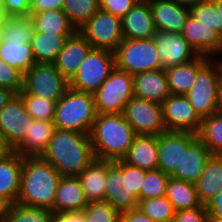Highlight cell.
<instances>
[{"mask_svg": "<svg viewBox=\"0 0 222 222\" xmlns=\"http://www.w3.org/2000/svg\"><path fill=\"white\" fill-rule=\"evenodd\" d=\"M62 176H78L95 159L89 134L55 129L41 155Z\"/></svg>", "mask_w": 222, "mask_h": 222, "instance_id": "6da1fadb", "label": "cell"}, {"mask_svg": "<svg viewBox=\"0 0 222 222\" xmlns=\"http://www.w3.org/2000/svg\"><path fill=\"white\" fill-rule=\"evenodd\" d=\"M61 178L62 175L41 156L24 157L16 203L53 211Z\"/></svg>", "mask_w": 222, "mask_h": 222, "instance_id": "7a4b0ae2", "label": "cell"}, {"mask_svg": "<svg viewBox=\"0 0 222 222\" xmlns=\"http://www.w3.org/2000/svg\"><path fill=\"white\" fill-rule=\"evenodd\" d=\"M136 136L123 113H97L90 133L95 158L121 160Z\"/></svg>", "mask_w": 222, "mask_h": 222, "instance_id": "3957f363", "label": "cell"}, {"mask_svg": "<svg viewBox=\"0 0 222 222\" xmlns=\"http://www.w3.org/2000/svg\"><path fill=\"white\" fill-rule=\"evenodd\" d=\"M97 116L94 95L70 87L58 100L55 107V129L91 133Z\"/></svg>", "mask_w": 222, "mask_h": 222, "instance_id": "277c9868", "label": "cell"}, {"mask_svg": "<svg viewBox=\"0 0 222 222\" xmlns=\"http://www.w3.org/2000/svg\"><path fill=\"white\" fill-rule=\"evenodd\" d=\"M116 68L131 75L162 69L153 37L124 38L114 51Z\"/></svg>", "mask_w": 222, "mask_h": 222, "instance_id": "5b68a950", "label": "cell"}, {"mask_svg": "<svg viewBox=\"0 0 222 222\" xmlns=\"http://www.w3.org/2000/svg\"><path fill=\"white\" fill-rule=\"evenodd\" d=\"M115 54L111 50L92 48L77 72L69 80L71 89L94 94L115 69Z\"/></svg>", "mask_w": 222, "mask_h": 222, "instance_id": "8992f818", "label": "cell"}, {"mask_svg": "<svg viewBox=\"0 0 222 222\" xmlns=\"http://www.w3.org/2000/svg\"><path fill=\"white\" fill-rule=\"evenodd\" d=\"M210 59L196 76L195 84L186 96L198 116L203 119L217 112L222 69L219 61ZM213 62V63H212Z\"/></svg>", "mask_w": 222, "mask_h": 222, "instance_id": "52a82bcc", "label": "cell"}, {"mask_svg": "<svg viewBox=\"0 0 222 222\" xmlns=\"http://www.w3.org/2000/svg\"><path fill=\"white\" fill-rule=\"evenodd\" d=\"M68 88L69 81L54 63H35L23 74V89L19 94L39 96L57 103Z\"/></svg>", "mask_w": 222, "mask_h": 222, "instance_id": "ba28073f", "label": "cell"}, {"mask_svg": "<svg viewBox=\"0 0 222 222\" xmlns=\"http://www.w3.org/2000/svg\"><path fill=\"white\" fill-rule=\"evenodd\" d=\"M93 95L97 113H123L134 97L133 75L115 67Z\"/></svg>", "mask_w": 222, "mask_h": 222, "instance_id": "9c48e42d", "label": "cell"}, {"mask_svg": "<svg viewBox=\"0 0 222 222\" xmlns=\"http://www.w3.org/2000/svg\"><path fill=\"white\" fill-rule=\"evenodd\" d=\"M78 31L93 48L113 52L124 39L121 18L102 9H99Z\"/></svg>", "mask_w": 222, "mask_h": 222, "instance_id": "30bf717a", "label": "cell"}, {"mask_svg": "<svg viewBox=\"0 0 222 222\" xmlns=\"http://www.w3.org/2000/svg\"><path fill=\"white\" fill-rule=\"evenodd\" d=\"M123 115L137 135L158 136L167 132L160 103L132 97Z\"/></svg>", "mask_w": 222, "mask_h": 222, "instance_id": "8fae6325", "label": "cell"}, {"mask_svg": "<svg viewBox=\"0 0 222 222\" xmlns=\"http://www.w3.org/2000/svg\"><path fill=\"white\" fill-rule=\"evenodd\" d=\"M34 120L18 94L0 109V134L11 151L24 141Z\"/></svg>", "mask_w": 222, "mask_h": 222, "instance_id": "7c38bea8", "label": "cell"}, {"mask_svg": "<svg viewBox=\"0 0 222 222\" xmlns=\"http://www.w3.org/2000/svg\"><path fill=\"white\" fill-rule=\"evenodd\" d=\"M105 201L120 213L137 208L139 199L130 190L129 164L122 159L108 160Z\"/></svg>", "mask_w": 222, "mask_h": 222, "instance_id": "4fadbf2b", "label": "cell"}, {"mask_svg": "<svg viewBox=\"0 0 222 222\" xmlns=\"http://www.w3.org/2000/svg\"><path fill=\"white\" fill-rule=\"evenodd\" d=\"M161 106L167 131L198 133L202 119L186 95L170 94Z\"/></svg>", "mask_w": 222, "mask_h": 222, "instance_id": "5bb4252c", "label": "cell"}, {"mask_svg": "<svg viewBox=\"0 0 222 222\" xmlns=\"http://www.w3.org/2000/svg\"><path fill=\"white\" fill-rule=\"evenodd\" d=\"M198 138L196 133L167 131L157 136L158 169L171 176L180 167L183 152Z\"/></svg>", "mask_w": 222, "mask_h": 222, "instance_id": "9a60e30c", "label": "cell"}, {"mask_svg": "<svg viewBox=\"0 0 222 222\" xmlns=\"http://www.w3.org/2000/svg\"><path fill=\"white\" fill-rule=\"evenodd\" d=\"M153 39L163 70L188 63L198 56V53L188 44L181 34L156 31Z\"/></svg>", "mask_w": 222, "mask_h": 222, "instance_id": "2e32d148", "label": "cell"}, {"mask_svg": "<svg viewBox=\"0 0 222 222\" xmlns=\"http://www.w3.org/2000/svg\"><path fill=\"white\" fill-rule=\"evenodd\" d=\"M181 35L198 55L211 57L222 52V36L191 15L188 16Z\"/></svg>", "mask_w": 222, "mask_h": 222, "instance_id": "e0dca14e", "label": "cell"}, {"mask_svg": "<svg viewBox=\"0 0 222 222\" xmlns=\"http://www.w3.org/2000/svg\"><path fill=\"white\" fill-rule=\"evenodd\" d=\"M148 3L156 31L181 34L190 15L188 7L179 5L173 0H150Z\"/></svg>", "mask_w": 222, "mask_h": 222, "instance_id": "ac0fdd59", "label": "cell"}, {"mask_svg": "<svg viewBox=\"0 0 222 222\" xmlns=\"http://www.w3.org/2000/svg\"><path fill=\"white\" fill-rule=\"evenodd\" d=\"M92 48V45L77 30L66 39L54 65L69 81Z\"/></svg>", "mask_w": 222, "mask_h": 222, "instance_id": "d6986e66", "label": "cell"}, {"mask_svg": "<svg viewBox=\"0 0 222 222\" xmlns=\"http://www.w3.org/2000/svg\"><path fill=\"white\" fill-rule=\"evenodd\" d=\"M121 26L123 38H152L156 33V29L148 1H138L132 9L121 18Z\"/></svg>", "mask_w": 222, "mask_h": 222, "instance_id": "ffe728a7", "label": "cell"}, {"mask_svg": "<svg viewBox=\"0 0 222 222\" xmlns=\"http://www.w3.org/2000/svg\"><path fill=\"white\" fill-rule=\"evenodd\" d=\"M134 97L162 103L169 95V84L163 69L133 75Z\"/></svg>", "mask_w": 222, "mask_h": 222, "instance_id": "44dd1931", "label": "cell"}, {"mask_svg": "<svg viewBox=\"0 0 222 222\" xmlns=\"http://www.w3.org/2000/svg\"><path fill=\"white\" fill-rule=\"evenodd\" d=\"M87 205L78 177L62 176L56 191L53 213L81 212Z\"/></svg>", "mask_w": 222, "mask_h": 222, "instance_id": "7402d4cb", "label": "cell"}, {"mask_svg": "<svg viewBox=\"0 0 222 222\" xmlns=\"http://www.w3.org/2000/svg\"><path fill=\"white\" fill-rule=\"evenodd\" d=\"M211 156L210 150L197 138L187 151L183 152L180 167H177L171 176L195 184Z\"/></svg>", "mask_w": 222, "mask_h": 222, "instance_id": "603a6c76", "label": "cell"}, {"mask_svg": "<svg viewBox=\"0 0 222 222\" xmlns=\"http://www.w3.org/2000/svg\"><path fill=\"white\" fill-rule=\"evenodd\" d=\"M23 158L16 151H10L0 159V196L11 204L18 199Z\"/></svg>", "mask_w": 222, "mask_h": 222, "instance_id": "cb8c5ba5", "label": "cell"}, {"mask_svg": "<svg viewBox=\"0 0 222 222\" xmlns=\"http://www.w3.org/2000/svg\"><path fill=\"white\" fill-rule=\"evenodd\" d=\"M212 58L198 55L194 60L165 70L170 94L186 95L195 84L198 71Z\"/></svg>", "mask_w": 222, "mask_h": 222, "instance_id": "d4e9b609", "label": "cell"}, {"mask_svg": "<svg viewBox=\"0 0 222 222\" xmlns=\"http://www.w3.org/2000/svg\"><path fill=\"white\" fill-rule=\"evenodd\" d=\"M122 160L146 171L158 169L157 136L137 135Z\"/></svg>", "mask_w": 222, "mask_h": 222, "instance_id": "484cf974", "label": "cell"}, {"mask_svg": "<svg viewBox=\"0 0 222 222\" xmlns=\"http://www.w3.org/2000/svg\"><path fill=\"white\" fill-rule=\"evenodd\" d=\"M108 160L94 159L86 169L78 175L88 203L105 201V183Z\"/></svg>", "mask_w": 222, "mask_h": 222, "instance_id": "4316f807", "label": "cell"}, {"mask_svg": "<svg viewBox=\"0 0 222 222\" xmlns=\"http://www.w3.org/2000/svg\"><path fill=\"white\" fill-rule=\"evenodd\" d=\"M55 130L53 121L34 120L24 141L14 150L23 157L41 156Z\"/></svg>", "mask_w": 222, "mask_h": 222, "instance_id": "83f0119b", "label": "cell"}, {"mask_svg": "<svg viewBox=\"0 0 222 222\" xmlns=\"http://www.w3.org/2000/svg\"><path fill=\"white\" fill-rule=\"evenodd\" d=\"M195 186L202 205L222 190V155L212 154Z\"/></svg>", "mask_w": 222, "mask_h": 222, "instance_id": "f1b7e54d", "label": "cell"}, {"mask_svg": "<svg viewBox=\"0 0 222 222\" xmlns=\"http://www.w3.org/2000/svg\"><path fill=\"white\" fill-rule=\"evenodd\" d=\"M33 30L38 33L73 35L77 30L61 10L30 13Z\"/></svg>", "mask_w": 222, "mask_h": 222, "instance_id": "f546056e", "label": "cell"}, {"mask_svg": "<svg viewBox=\"0 0 222 222\" xmlns=\"http://www.w3.org/2000/svg\"><path fill=\"white\" fill-rule=\"evenodd\" d=\"M72 35L38 33L34 31L31 49L36 63H54L64 43Z\"/></svg>", "mask_w": 222, "mask_h": 222, "instance_id": "4dcf8cb0", "label": "cell"}, {"mask_svg": "<svg viewBox=\"0 0 222 222\" xmlns=\"http://www.w3.org/2000/svg\"><path fill=\"white\" fill-rule=\"evenodd\" d=\"M166 197L173 204L176 212L202 206L195 184L172 176L167 182Z\"/></svg>", "mask_w": 222, "mask_h": 222, "instance_id": "1f68e13d", "label": "cell"}, {"mask_svg": "<svg viewBox=\"0 0 222 222\" xmlns=\"http://www.w3.org/2000/svg\"><path fill=\"white\" fill-rule=\"evenodd\" d=\"M33 34L30 16L7 17L0 28V42L30 44Z\"/></svg>", "mask_w": 222, "mask_h": 222, "instance_id": "d6a6232c", "label": "cell"}, {"mask_svg": "<svg viewBox=\"0 0 222 222\" xmlns=\"http://www.w3.org/2000/svg\"><path fill=\"white\" fill-rule=\"evenodd\" d=\"M0 59L18 69L22 74L36 63L31 44L0 42Z\"/></svg>", "mask_w": 222, "mask_h": 222, "instance_id": "836d02e7", "label": "cell"}, {"mask_svg": "<svg viewBox=\"0 0 222 222\" xmlns=\"http://www.w3.org/2000/svg\"><path fill=\"white\" fill-rule=\"evenodd\" d=\"M197 136L212 154L222 155V114L203 118Z\"/></svg>", "mask_w": 222, "mask_h": 222, "instance_id": "e575fe53", "label": "cell"}, {"mask_svg": "<svg viewBox=\"0 0 222 222\" xmlns=\"http://www.w3.org/2000/svg\"><path fill=\"white\" fill-rule=\"evenodd\" d=\"M100 9L99 0H63L62 10L78 30Z\"/></svg>", "mask_w": 222, "mask_h": 222, "instance_id": "d590c367", "label": "cell"}, {"mask_svg": "<svg viewBox=\"0 0 222 222\" xmlns=\"http://www.w3.org/2000/svg\"><path fill=\"white\" fill-rule=\"evenodd\" d=\"M52 215L48 208L14 203L9 206L5 222H50Z\"/></svg>", "mask_w": 222, "mask_h": 222, "instance_id": "8d00e7d4", "label": "cell"}, {"mask_svg": "<svg viewBox=\"0 0 222 222\" xmlns=\"http://www.w3.org/2000/svg\"><path fill=\"white\" fill-rule=\"evenodd\" d=\"M137 207L155 222L174 220L176 213L173 204L167 199L166 195L139 200Z\"/></svg>", "mask_w": 222, "mask_h": 222, "instance_id": "74e56055", "label": "cell"}, {"mask_svg": "<svg viewBox=\"0 0 222 222\" xmlns=\"http://www.w3.org/2000/svg\"><path fill=\"white\" fill-rule=\"evenodd\" d=\"M18 95L22 98L26 111L35 120H54L56 102L29 94Z\"/></svg>", "mask_w": 222, "mask_h": 222, "instance_id": "f35d334b", "label": "cell"}, {"mask_svg": "<svg viewBox=\"0 0 222 222\" xmlns=\"http://www.w3.org/2000/svg\"><path fill=\"white\" fill-rule=\"evenodd\" d=\"M81 212L84 222H120L121 213L107 201L90 202Z\"/></svg>", "mask_w": 222, "mask_h": 222, "instance_id": "ab89813d", "label": "cell"}, {"mask_svg": "<svg viewBox=\"0 0 222 222\" xmlns=\"http://www.w3.org/2000/svg\"><path fill=\"white\" fill-rule=\"evenodd\" d=\"M169 175L160 169L146 171L145 179L141 187V200L166 195Z\"/></svg>", "mask_w": 222, "mask_h": 222, "instance_id": "60d3db41", "label": "cell"}, {"mask_svg": "<svg viewBox=\"0 0 222 222\" xmlns=\"http://www.w3.org/2000/svg\"><path fill=\"white\" fill-rule=\"evenodd\" d=\"M189 9L191 16L205 24L207 27L214 29L222 36L220 13L214 4V0L192 6Z\"/></svg>", "mask_w": 222, "mask_h": 222, "instance_id": "b9f144b4", "label": "cell"}, {"mask_svg": "<svg viewBox=\"0 0 222 222\" xmlns=\"http://www.w3.org/2000/svg\"><path fill=\"white\" fill-rule=\"evenodd\" d=\"M0 87L7 88L16 94L23 89V74L3 59H0Z\"/></svg>", "mask_w": 222, "mask_h": 222, "instance_id": "7bdbcfd3", "label": "cell"}, {"mask_svg": "<svg viewBox=\"0 0 222 222\" xmlns=\"http://www.w3.org/2000/svg\"><path fill=\"white\" fill-rule=\"evenodd\" d=\"M139 0H99L100 9L124 17Z\"/></svg>", "mask_w": 222, "mask_h": 222, "instance_id": "ee69618b", "label": "cell"}, {"mask_svg": "<svg viewBox=\"0 0 222 222\" xmlns=\"http://www.w3.org/2000/svg\"><path fill=\"white\" fill-rule=\"evenodd\" d=\"M206 205L193 209L180 210L175 213L174 222H208Z\"/></svg>", "mask_w": 222, "mask_h": 222, "instance_id": "f6af8a7d", "label": "cell"}, {"mask_svg": "<svg viewBox=\"0 0 222 222\" xmlns=\"http://www.w3.org/2000/svg\"><path fill=\"white\" fill-rule=\"evenodd\" d=\"M30 2L31 0H2L7 17L29 16Z\"/></svg>", "mask_w": 222, "mask_h": 222, "instance_id": "bcb514c9", "label": "cell"}, {"mask_svg": "<svg viewBox=\"0 0 222 222\" xmlns=\"http://www.w3.org/2000/svg\"><path fill=\"white\" fill-rule=\"evenodd\" d=\"M146 170L137 168L129 164L130 190L141 200V187L145 179Z\"/></svg>", "mask_w": 222, "mask_h": 222, "instance_id": "7dc6e473", "label": "cell"}, {"mask_svg": "<svg viewBox=\"0 0 222 222\" xmlns=\"http://www.w3.org/2000/svg\"><path fill=\"white\" fill-rule=\"evenodd\" d=\"M63 0H31L30 13L43 12L47 10H61Z\"/></svg>", "mask_w": 222, "mask_h": 222, "instance_id": "c3c4849f", "label": "cell"}, {"mask_svg": "<svg viewBox=\"0 0 222 222\" xmlns=\"http://www.w3.org/2000/svg\"><path fill=\"white\" fill-rule=\"evenodd\" d=\"M120 222H155L138 207L121 213Z\"/></svg>", "mask_w": 222, "mask_h": 222, "instance_id": "681fc988", "label": "cell"}, {"mask_svg": "<svg viewBox=\"0 0 222 222\" xmlns=\"http://www.w3.org/2000/svg\"><path fill=\"white\" fill-rule=\"evenodd\" d=\"M209 215L222 219V190L206 204Z\"/></svg>", "mask_w": 222, "mask_h": 222, "instance_id": "f907efd6", "label": "cell"}, {"mask_svg": "<svg viewBox=\"0 0 222 222\" xmlns=\"http://www.w3.org/2000/svg\"><path fill=\"white\" fill-rule=\"evenodd\" d=\"M50 222H84L82 212L53 213Z\"/></svg>", "mask_w": 222, "mask_h": 222, "instance_id": "816d5d0a", "label": "cell"}, {"mask_svg": "<svg viewBox=\"0 0 222 222\" xmlns=\"http://www.w3.org/2000/svg\"><path fill=\"white\" fill-rule=\"evenodd\" d=\"M15 95V92L7 88L0 87V109L4 107Z\"/></svg>", "mask_w": 222, "mask_h": 222, "instance_id": "f5cc1de1", "label": "cell"}, {"mask_svg": "<svg viewBox=\"0 0 222 222\" xmlns=\"http://www.w3.org/2000/svg\"><path fill=\"white\" fill-rule=\"evenodd\" d=\"M10 205L11 203L8 200L0 196V222H5Z\"/></svg>", "mask_w": 222, "mask_h": 222, "instance_id": "db71d44e", "label": "cell"}, {"mask_svg": "<svg viewBox=\"0 0 222 222\" xmlns=\"http://www.w3.org/2000/svg\"><path fill=\"white\" fill-rule=\"evenodd\" d=\"M177 2L179 5L185 6V7H192L210 0H173Z\"/></svg>", "mask_w": 222, "mask_h": 222, "instance_id": "11a10c76", "label": "cell"}, {"mask_svg": "<svg viewBox=\"0 0 222 222\" xmlns=\"http://www.w3.org/2000/svg\"><path fill=\"white\" fill-rule=\"evenodd\" d=\"M11 150L6 146L2 135L0 134V159L3 158Z\"/></svg>", "mask_w": 222, "mask_h": 222, "instance_id": "9f6ffc18", "label": "cell"}, {"mask_svg": "<svg viewBox=\"0 0 222 222\" xmlns=\"http://www.w3.org/2000/svg\"><path fill=\"white\" fill-rule=\"evenodd\" d=\"M217 112L222 114V77L219 84Z\"/></svg>", "mask_w": 222, "mask_h": 222, "instance_id": "6f0895ef", "label": "cell"}, {"mask_svg": "<svg viewBox=\"0 0 222 222\" xmlns=\"http://www.w3.org/2000/svg\"><path fill=\"white\" fill-rule=\"evenodd\" d=\"M7 15L5 14V11L3 9V3L2 0H0V28L3 25V23L6 21Z\"/></svg>", "mask_w": 222, "mask_h": 222, "instance_id": "680465c9", "label": "cell"}, {"mask_svg": "<svg viewBox=\"0 0 222 222\" xmlns=\"http://www.w3.org/2000/svg\"><path fill=\"white\" fill-rule=\"evenodd\" d=\"M214 4L216 5L217 10L220 13L221 24H222V0H214Z\"/></svg>", "mask_w": 222, "mask_h": 222, "instance_id": "91938a15", "label": "cell"}, {"mask_svg": "<svg viewBox=\"0 0 222 222\" xmlns=\"http://www.w3.org/2000/svg\"><path fill=\"white\" fill-rule=\"evenodd\" d=\"M208 222H222V219L209 215Z\"/></svg>", "mask_w": 222, "mask_h": 222, "instance_id": "94428289", "label": "cell"}, {"mask_svg": "<svg viewBox=\"0 0 222 222\" xmlns=\"http://www.w3.org/2000/svg\"><path fill=\"white\" fill-rule=\"evenodd\" d=\"M218 61H219V63H220V65H221V69H222V59H218Z\"/></svg>", "mask_w": 222, "mask_h": 222, "instance_id": "6125c7cd", "label": "cell"}]
</instances>
